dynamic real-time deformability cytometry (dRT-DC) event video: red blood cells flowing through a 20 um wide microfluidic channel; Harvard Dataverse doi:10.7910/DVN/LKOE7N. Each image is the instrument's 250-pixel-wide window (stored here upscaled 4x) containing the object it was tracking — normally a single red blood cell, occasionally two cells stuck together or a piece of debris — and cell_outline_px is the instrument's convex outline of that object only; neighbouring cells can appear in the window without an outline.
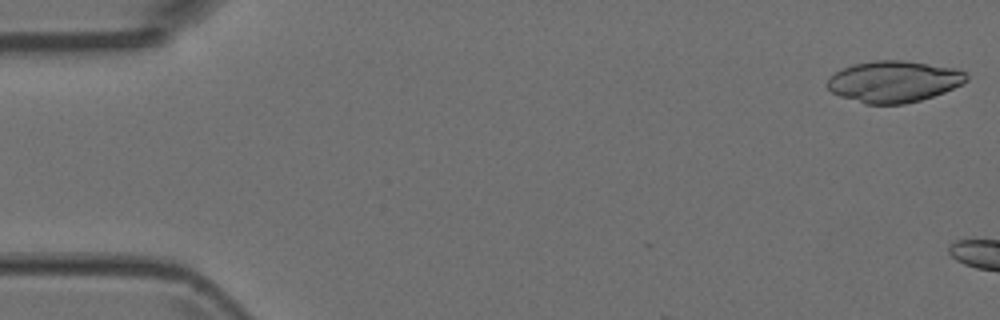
{"species": "Egyptian fruit bat (a non-hibernating species)", "species_latin": "Rousettus aegyptiacus", "temperature_condition": "room temperature", "stored_images_in_passage": 3, "camera_frame_rate_fps": 3000, "um_per_image_px": 0.085, "animal": {"sex": "female"}, "frame": {"image": 1, "passage_image": 1, "time_ms": 0.0, "image_size_px": [1000, 320], "cell_outline_px": [[968, 80], [964, 84], [944, 92], [920, 100], [904, 104], [868, 104], [840, 96], [832, 92], [828, 88], [828, 76], [844, 68], [856, 64], [876, 60], [904, 60], [956, 68], [968, 72]], "centroid_in_image_um": [76.03, 6.92], "position_along_channel_um": 9.0, "area_um2": 33.58}}